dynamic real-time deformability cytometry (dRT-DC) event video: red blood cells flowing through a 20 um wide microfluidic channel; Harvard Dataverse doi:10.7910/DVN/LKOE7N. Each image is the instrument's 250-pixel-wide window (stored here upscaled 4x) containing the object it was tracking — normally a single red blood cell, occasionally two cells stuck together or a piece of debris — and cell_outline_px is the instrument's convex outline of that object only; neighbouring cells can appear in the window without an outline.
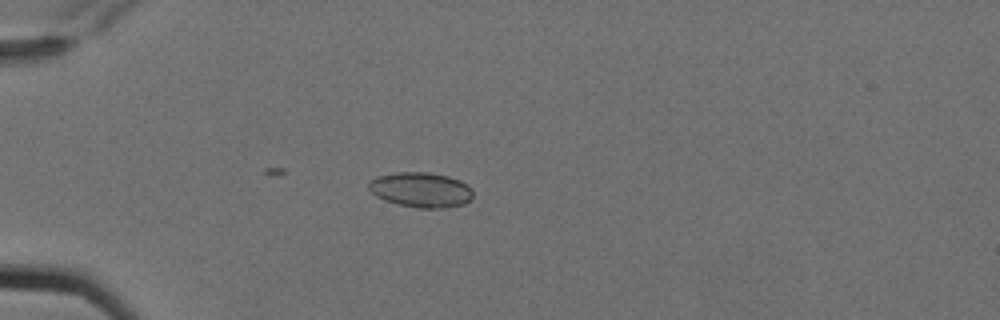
{"species": "Egyptian fruit bat (a non-hibernating species)", "species_latin": "Rousettus aegyptiacus", "temperature_condition": "cold", "stored_images_in_passage": 6, "camera_frame_rate_fps": 3000, "um_per_image_px": 0.085, "animal": {"sex": "female"}, "frame": {"image": 1, "passage_image": 4, "time_ms": 1.0, "image_size_px": [1000, 320], "cell_outline_px": [[472, 200], [464, 204], [448, 208], [420, 208], [400, 204], [384, 200], [376, 196], [368, 188], [368, 184], [376, 176], [396, 172], [428, 172], [448, 176], [460, 180], [468, 184], [472, 188]], "centroid_in_image_um": [35.82, 16.13], "position_along_channel_um": 49.2, "area_um2": 21.44}}
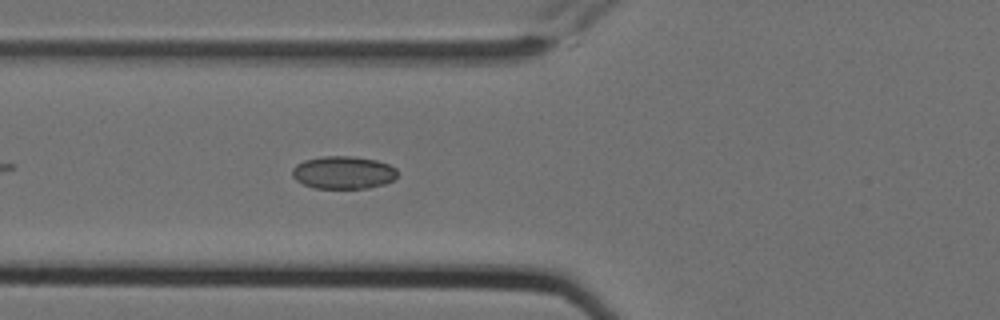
{"frame": {"image": 2, "passage_image": 6, "time_ms": 1.667, "image_size_px": [1000, 320], "cell_outline_px": [[396, 176], [392, 180], [384, 184], [368, 188], [312, 188], [296, 180], [292, 176], [292, 168], [296, 164], [304, 160], [324, 156], [352, 156], [376, 160], [388, 164], [396, 168]], "centroid_in_image_um": [29.15, 14.66], "position_along_channel_um": 96.6, "area_um2": 20.06}}